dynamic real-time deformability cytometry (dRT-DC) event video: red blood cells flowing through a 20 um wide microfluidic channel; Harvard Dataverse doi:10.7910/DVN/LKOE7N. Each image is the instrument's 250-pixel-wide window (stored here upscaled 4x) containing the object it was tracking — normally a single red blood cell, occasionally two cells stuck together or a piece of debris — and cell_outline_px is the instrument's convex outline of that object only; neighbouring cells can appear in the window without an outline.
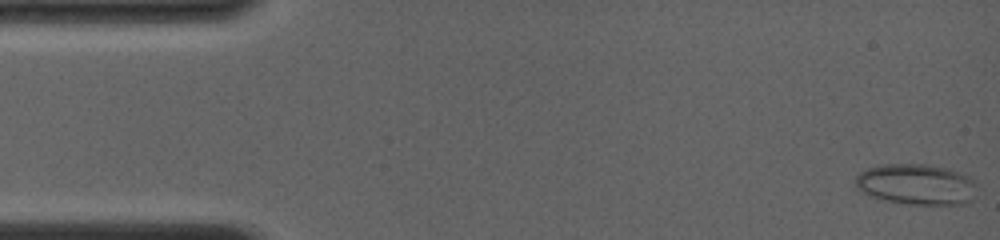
{"species": "common noctule bat (a hibernating species)", "species_latin": "Nyctalus noctula", "temperature_condition": "room temperature", "stored_images_in_passage": 41, "camera_frame_rate_fps": 4000, "um_per_image_px": 0.085, "animal": {"sex": "female", "body_mass_g": 19.0, "forearm_length_mm": 56.7}, "frame": {"image": 1, "passage_image": 1, "time_ms": 0.0, "image_size_px": [1000, 240], "cell_outline_px": [[972, 200], [968, 204], [904, 204], [872, 196], [864, 192], [856, 184], [856, 176], [860, 172], [868, 168], [880, 164], [928, 164], [948, 168], [960, 172], [968, 176], [972, 180]], "centroid_in_image_um": [77.88, 15.65], "position_along_channel_um": 7.1, "area_um2": 28.44}}
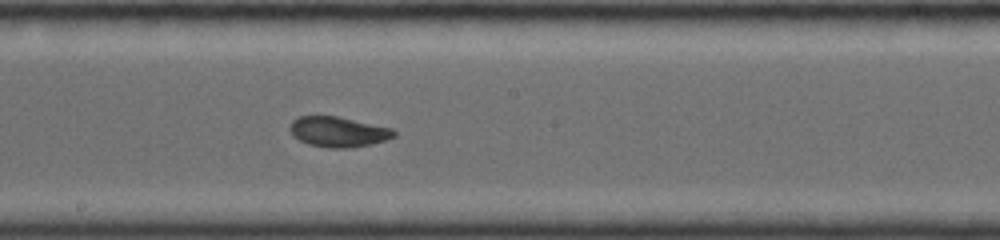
{"frame": {"image": 2, "passage_image": 23, "time_ms": 8.25, "image_size_px": [1000, 240], "cell_outline_px": [[396, 136], [372, 144], [348, 148], [328, 148], [308, 144], [292, 136], [292, 120], [300, 116], [336, 116], [392, 128], [396, 132]], "centroid_in_image_um": [28.77, 11.21], "position_along_channel_um": 219.4, "area_um2": 18.15}}
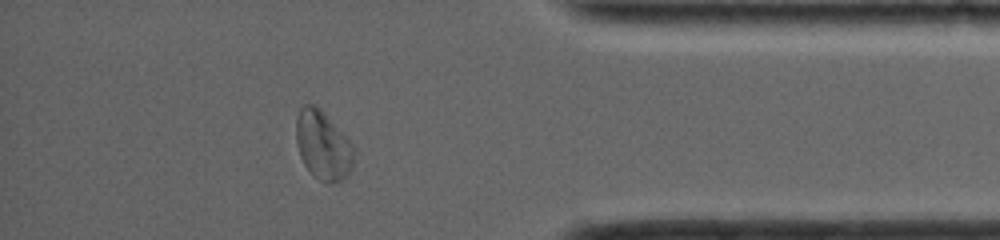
{"frame": {"image": 3, "passage_image": 37, "time_ms": 13.25, "image_size_px": [1000, 240], "cell_outline_px": [[356, 156], [352, 168], [348, 176], [332, 184], [324, 184], [312, 176], [304, 164], [300, 156], [296, 144], [296, 116], [300, 108], [304, 104], [316, 104], [324, 112], [356, 148]], "centroid_in_image_um": [27.47, 12.38], "position_along_channel_um": 407.7, "area_um2": 23.87}, "authors_computed_cell_mechanics": {"area_um2": 19.7676, "velocity_mm_per_s": 4.049, "shape_relaxation_time_tau1_ms": 4.3109, "shape_relaxation_time_tau2_ms": 1.5007, "deformation_change_tau1": 0.1484, "deformation_change_tau2": 0.0611}}